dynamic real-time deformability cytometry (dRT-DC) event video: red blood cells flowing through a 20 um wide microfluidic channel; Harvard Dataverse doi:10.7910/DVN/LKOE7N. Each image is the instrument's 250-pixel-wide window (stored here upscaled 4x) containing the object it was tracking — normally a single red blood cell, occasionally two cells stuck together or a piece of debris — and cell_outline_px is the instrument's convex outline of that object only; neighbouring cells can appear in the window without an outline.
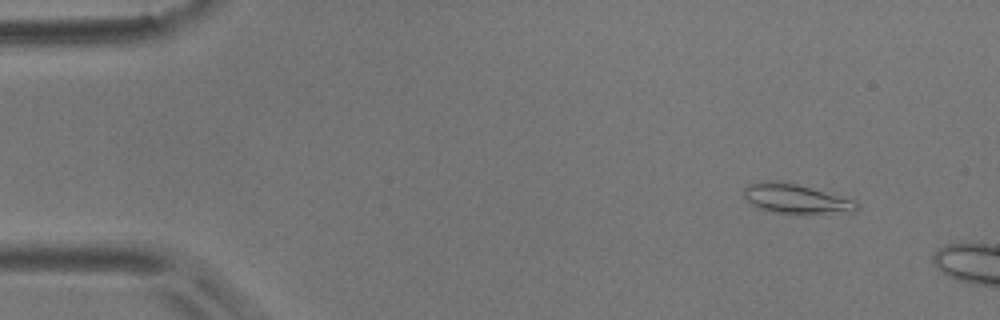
{"species": "common noctule bat (a hibernating species)", "species_latin": "Nyctalus noctula", "temperature_condition": "room temperature", "stored_images_in_passage": 3, "camera_frame_rate_fps": 3000, "um_per_image_px": 0.085, "animal": {"sex": "male", "body_mass_g": 17.9}, "frame": {"image": 1, "passage_image": 1, "time_ms": 0.0, "image_size_px": [1000, 320], "cell_outline_px": [[860, 204], [856, 212], [772, 212], [760, 208], [752, 204], [744, 196], [744, 188], [748, 184], [768, 180], [776, 180], [796, 184], [856, 200]], "centroid_in_image_um": [67.66, 16.87], "position_along_channel_um": 17.3, "area_um2": 18.9}}